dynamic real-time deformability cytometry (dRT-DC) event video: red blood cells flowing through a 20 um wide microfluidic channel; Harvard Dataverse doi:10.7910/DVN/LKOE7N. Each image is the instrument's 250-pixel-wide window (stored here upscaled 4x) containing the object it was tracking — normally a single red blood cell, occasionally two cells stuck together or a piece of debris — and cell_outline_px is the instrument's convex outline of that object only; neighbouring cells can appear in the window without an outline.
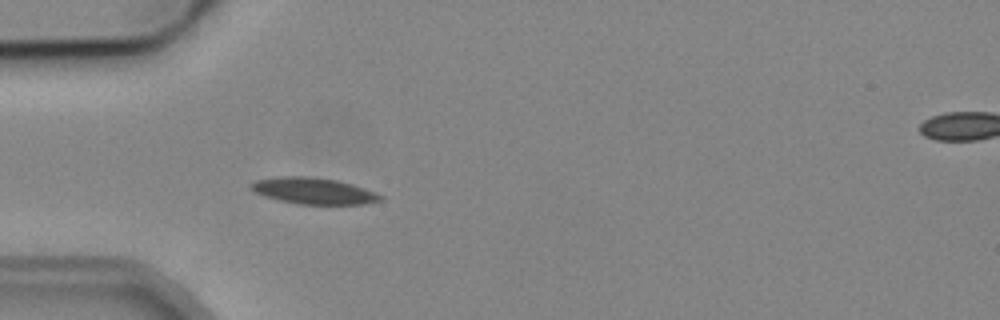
{"species": "common noctule bat (a hibernating species)", "species_latin": "Nyctalus noctula", "temperature_condition": "cold", "stored_images_in_passage": 4, "segment_of_instrument_passage": [1, 2], "camera_frame_rate_fps": 3000, "um_per_image_px": 0.085, "animal": {"sex": "male", "body_mass_g": 19.2, "forearm_length_mm": 51.8}, "frame": {"image": 1, "passage_image": 3, "time_ms": 3.333, "image_size_px": [1000, 320], "cell_outline_px": [[384, 200], [364, 204], [296, 204], [264, 196], [256, 192], [248, 184], [256, 180], [276, 176], [304, 176], [336, 180], [352, 184], [376, 192], [384, 196]], "centroid_in_image_um": [26.67, 16.22], "position_along_channel_um": 58.3, "area_um2": 19.88}}